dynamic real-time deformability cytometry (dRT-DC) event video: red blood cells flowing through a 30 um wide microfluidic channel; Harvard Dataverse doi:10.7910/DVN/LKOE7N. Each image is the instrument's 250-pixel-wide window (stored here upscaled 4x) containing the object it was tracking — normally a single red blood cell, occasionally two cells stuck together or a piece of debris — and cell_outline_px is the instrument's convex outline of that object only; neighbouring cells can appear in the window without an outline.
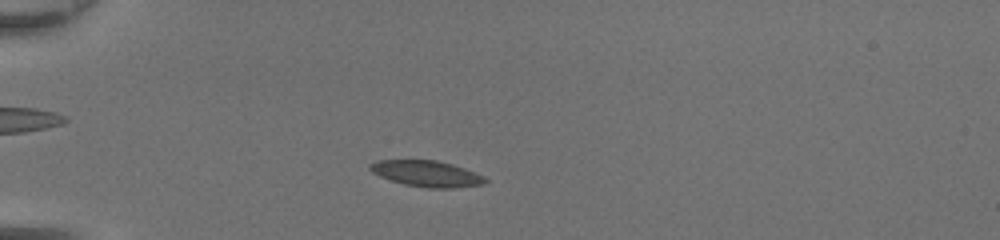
{"species": "common noctule bat (a hibernating species)", "species_latin": "Nyctalus noctula", "temperature_condition": "room temperature", "stored_images_in_passage": 43, "camera_frame_rate_fps": 3000, "um_per_image_px": 0.085, "animal": {"sex": "female", "body_mass_g": 20.0, "forearm_length_mm": 54.0}, "frame": {"image": 1, "passage_image": 9, "time_ms": 2.667, "image_size_px": [1000, 240], "cell_outline_px": [[488, 180], [484, 184], [452, 188], [428, 188], [404, 184], [380, 176], [372, 172], [368, 168], [368, 164], [376, 160], [436, 160], [452, 164], [476, 172], [484, 176]], "centroid_in_image_um": [36.27, 14.75], "position_along_channel_um": 48.7, "area_um2": 17.51}}
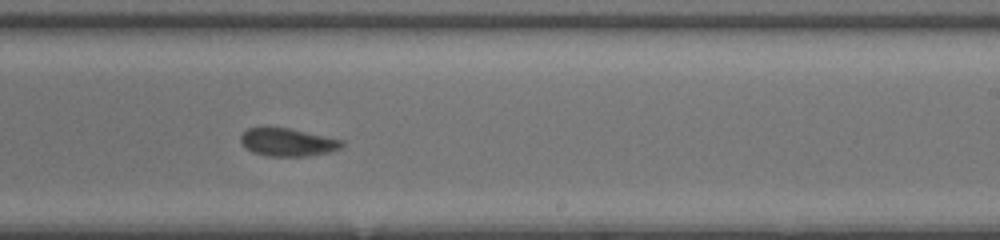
{"frame": {"image": 2, "passage_image": 26, "time_ms": 8.333, "image_size_px": [1000, 240], "cell_outline_px": [[344, 144], [340, 148], [328, 152], [308, 156], [268, 156], [252, 152], [244, 148], [240, 140], [240, 136], [248, 128], [288, 128], [344, 140]], "centroid_in_image_um": [24.44, 12.1], "position_along_channel_um": 264.6, "area_um2": 16.36}}
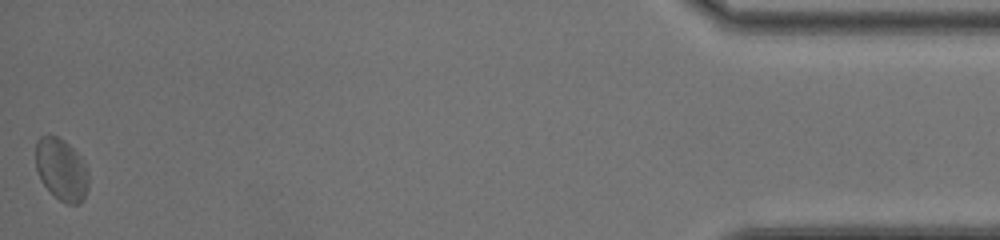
{"frame": {"image": 3, "passage_image": 43, "time_ms": 14.0, "image_size_px": [1000, 240], "cell_outline_px": [[88, 188], [84, 200], [80, 204], [68, 204], [60, 200], [40, 180], [36, 168], [36, 140], [40, 136], [56, 136], [64, 140], [80, 156], [88, 172]], "centroid_in_image_um": [5.23, 14.42], "position_along_channel_um": 430.0, "area_um2": 19.02}, "authors_computed_cell_mechanics": {"area_um2": 17.5712, "velocity_mm_per_s": 4.3475, "shape_relaxation_time_tau1_ms": 3.8811, "shape_relaxation_time_tau2_ms": 2.0354, "deformation_change_tau1": 0.1084, "deformation_change_tau2": 0.0726}}